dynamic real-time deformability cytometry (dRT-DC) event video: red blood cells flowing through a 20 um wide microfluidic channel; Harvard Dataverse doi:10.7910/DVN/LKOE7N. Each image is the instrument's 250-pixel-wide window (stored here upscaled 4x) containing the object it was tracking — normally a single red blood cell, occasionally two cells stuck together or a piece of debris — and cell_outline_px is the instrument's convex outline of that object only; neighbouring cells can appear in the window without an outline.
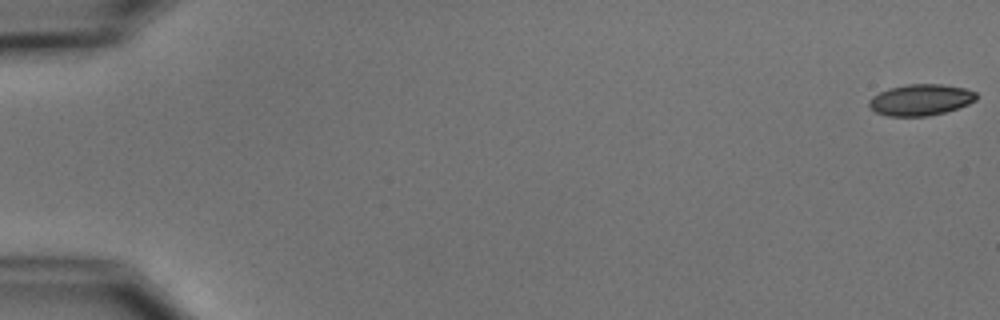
{"species": "common noctule bat (a hibernating species)", "species_latin": "Nyctalus noctula", "temperature_condition": "cold", "stored_images_in_passage": 8, "camera_frame_rate_fps": 3000, "um_per_image_px": 0.085, "animal": {"sex": "male", "body_mass_g": 15.6}, "frame": {"image": 1, "passage_image": 1, "time_ms": 0.0, "image_size_px": [1000, 320], "cell_outline_px": [[976, 100], [968, 104], [944, 112], [928, 116], [888, 116], [876, 112], [868, 104], [868, 100], [872, 96], [888, 88], [908, 84], [940, 84], [964, 88], [976, 92]], "centroid_in_image_um": [78.23, 8.48], "position_along_channel_um": 6.8, "area_um2": 19.42}}
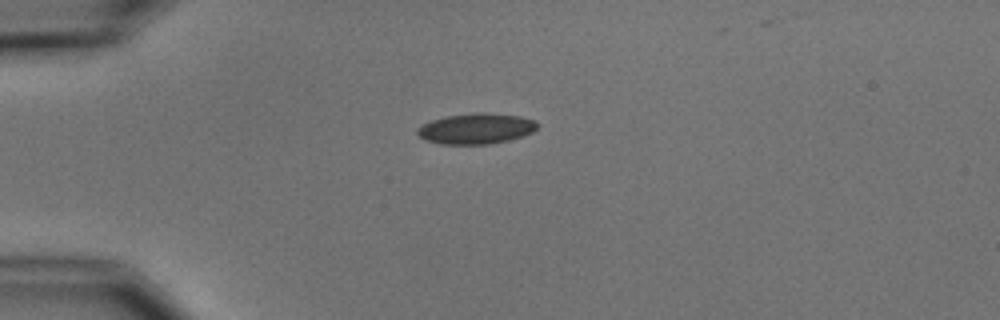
{"frame": {"image": 2, "passage_image": 5, "time_ms": 4.667, "image_size_px": [1000, 320], "cell_outline_px": [[536, 128], [532, 132], [508, 140], [488, 144], [440, 144], [424, 140], [416, 132], [416, 128], [432, 120], [444, 116], [476, 112], [484, 112], [520, 116], [536, 120]], "centroid_in_image_um": [40.43, 10.92], "position_along_channel_um": 44.6, "area_um2": 21.39}}
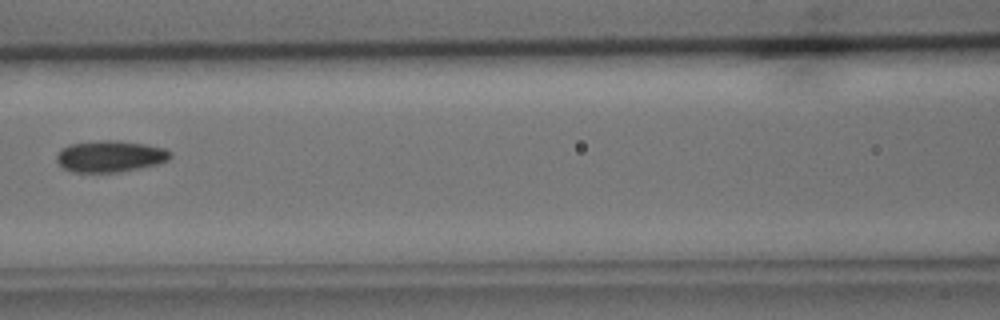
{"frame": {"image": 3, "passage_image": 8, "time_ms": 8.333, "image_size_px": [1000, 320], "cell_outline_px": [[172, 156], [168, 160], [156, 164], [120, 172], [72, 172], [64, 168], [56, 160], [56, 156], [60, 148], [68, 144], [100, 140], [120, 140], [144, 144], [164, 148], [172, 152]], "centroid_in_image_um": [9.34, 13.27], "position_along_channel_um": 157.3, "area_um2": 20.98}}